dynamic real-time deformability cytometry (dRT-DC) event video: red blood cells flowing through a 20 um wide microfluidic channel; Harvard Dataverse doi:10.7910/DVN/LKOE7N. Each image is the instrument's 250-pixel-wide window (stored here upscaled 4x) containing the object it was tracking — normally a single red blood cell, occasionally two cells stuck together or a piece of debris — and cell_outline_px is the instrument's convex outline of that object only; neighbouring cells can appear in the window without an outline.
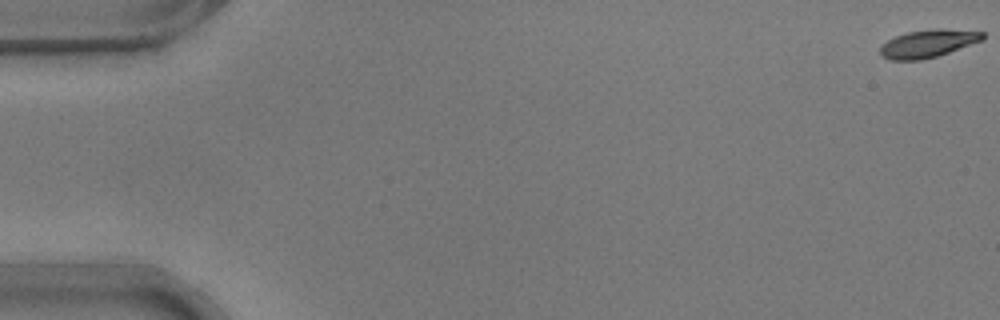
{"species": "common noctule bat (a hibernating species)", "species_latin": "Nyctalus noctula", "temperature_condition": "warm", "stored_images_in_passage": 51, "camera_frame_rate_fps": 3000, "um_per_image_px": 0.085, "animal": {"sex": "male", "body_mass_g": 17.9}, "frame": {"image": 1, "passage_image": 1, "time_ms": 0.0, "image_size_px": [1000, 320], "cell_outline_px": [[984, 40], [936, 56], [920, 60], [892, 60], [880, 56], [880, 48], [888, 40], [896, 36], [908, 32], [936, 28], [944, 28], [984, 32]], "centroid_in_image_um": [78.9, 3.69], "position_along_channel_um": 6.1, "area_um2": 16.47}}
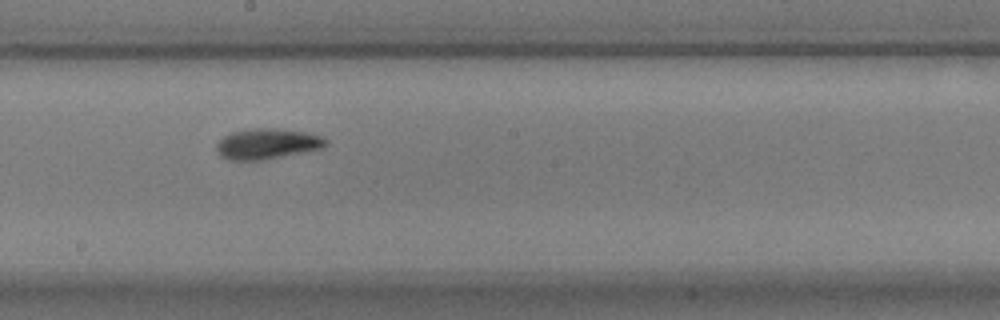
{"frame": {"image": 2, "passage_image": 31, "time_ms": 10.0, "image_size_px": [1000, 320], "cell_outline_px": [[328, 144], [324, 148], [264, 160], [228, 160], [220, 156], [216, 148], [216, 144], [224, 136], [232, 132], [256, 128], [276, 128], [308, 132], [320, 136], [328, 140]], "centroid_in_image_um": [22.74, 12.23], "position_along_channel_um": 225.5, "area_um2": 19.59}}
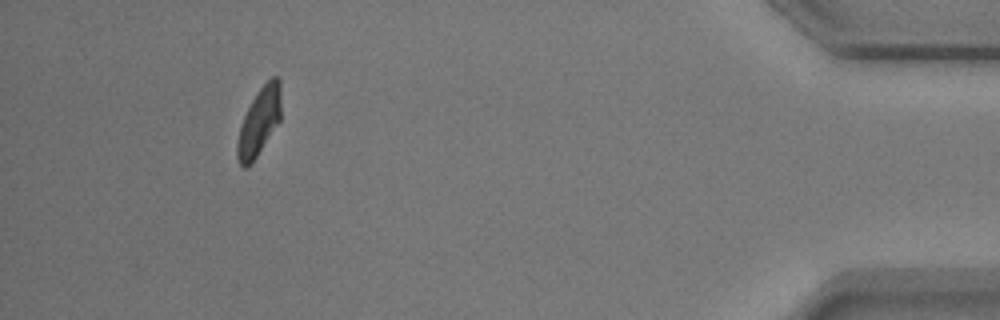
{"frame": {"image": 3, "passage_image": 51, "time_ms": 16.667, "image_size_px": [1000, 320], "cell_outline_px": [[280, 120], [252, 164], [248, 168], [244, 168], [240, 164], [236, 156], [236, 144], [240, 128], [244, 116], [252, 100], [260, 88], [272, 76], [276, 76], [280, 80]], "centroid_in_image_um": [22.01, 10.39], "position_along_channel_um": 413.2, "area_um2": 17.11}, "authors_computed_cell_mechanics": {"area_um2": 17.8024, "velocity_mm_per_s": 3.7375, "shape_relaxation_time_tau1_ms": 2.3694, "shape_relaxation_time_tau2_ms": 2.9128, "deformation_change_tau1": 0.1713, "deformation_change_tau2": 0.0967}}